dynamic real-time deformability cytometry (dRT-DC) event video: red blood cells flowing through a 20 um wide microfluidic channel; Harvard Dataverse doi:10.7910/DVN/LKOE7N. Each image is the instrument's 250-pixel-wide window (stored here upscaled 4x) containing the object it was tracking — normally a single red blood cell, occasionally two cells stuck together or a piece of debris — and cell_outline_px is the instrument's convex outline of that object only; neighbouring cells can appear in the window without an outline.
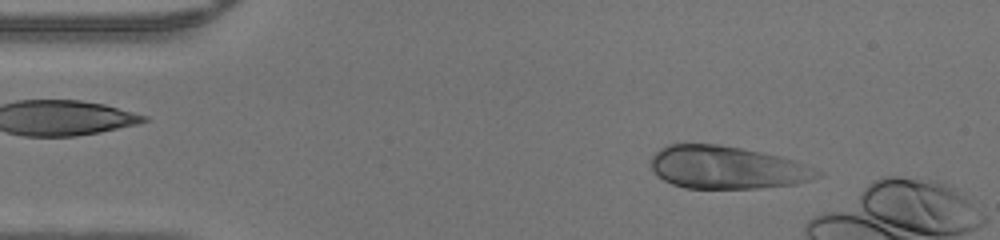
{"species": "human", "species_latin": "Homo sapiens", "temperature_condition": "warm", "stored_images_in_passage": 11, "camera_frame_rate_fps": 3000, "um_per_image_px": 0.085, "donor": {"sex": "male"}, "frame": {"image": 1, "passage_image": 4, "time_ms": 1.0, "image_size_px": [1000, 240], "cell_outline_px": [[824, 172], [820, 176], [796, 184], [756, 188], [684, 188], [672, 184], [664, 180], [652, 168], [652, 156], [660, 148], [668, 144], [720, 144], [780, 156], [796, 160], [816, 168]], "centroid_in_image_um": [61.83, 14.23], "position_along_channel_um": 23.2, "area_um2": 41.38}}